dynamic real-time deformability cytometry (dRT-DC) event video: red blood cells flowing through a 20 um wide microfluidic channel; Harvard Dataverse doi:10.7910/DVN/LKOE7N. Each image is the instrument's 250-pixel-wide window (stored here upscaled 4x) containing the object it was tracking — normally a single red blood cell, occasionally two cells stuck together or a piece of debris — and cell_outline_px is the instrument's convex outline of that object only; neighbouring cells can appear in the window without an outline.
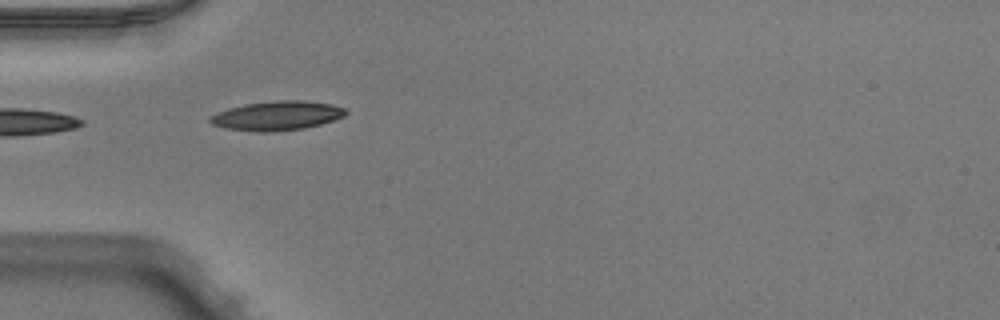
{"species": "Egyptian fruit bat (a non-hibernating species)", "species_latin": "Rousettus aegyptiacus", "temperature_condition": "warm", "stored_images_in_passage": 15, "camera_frame_rate_fps": 3000, "um_per_image_px": 0.085, "animal": {"sex": "male"}, "frame": {"image": 1, "passage_image": 1, "time_ms": 0.0, "image_size_px": [1000, 320], "cell_outline_px": [[348, 112], [344, 116], [320, 124], [304, 128], [272, 132], [256, 132], [224, 128], [212, 124], [208, 120], [208, 116], [216, 112], [228, 108], [244, 104], [276, 100], [300, 100], [332, 104], [344, 108]], "centroid_in_image_um": [23.49, 9.83], "position_along_channel_um": 61.5, "area_um2": 23.24}}
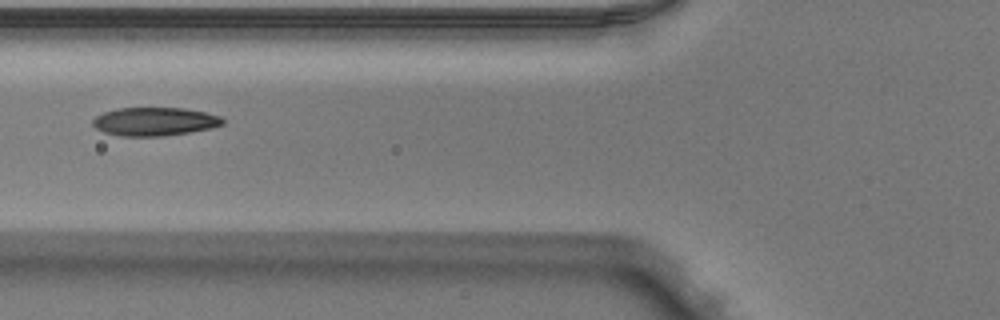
{"frame": {"image": 2, "passage_image": 5, "time_ms": 1.333, "image_size_px": [1000, 320], "cell_outline_px": [[224, 124], [212, 128], [164, 136], [120, 136], [104, 132], [96, 128], [92, 124], [92, 120], [96, 116], [104, 112], [116, 108], [184, 108], [204, 112], [220, 116], [224, 120]], "centroid_in_image_um": [13.13, 10.33], "position_along_channel_um": 112.7, "area_um2": 21.5}}